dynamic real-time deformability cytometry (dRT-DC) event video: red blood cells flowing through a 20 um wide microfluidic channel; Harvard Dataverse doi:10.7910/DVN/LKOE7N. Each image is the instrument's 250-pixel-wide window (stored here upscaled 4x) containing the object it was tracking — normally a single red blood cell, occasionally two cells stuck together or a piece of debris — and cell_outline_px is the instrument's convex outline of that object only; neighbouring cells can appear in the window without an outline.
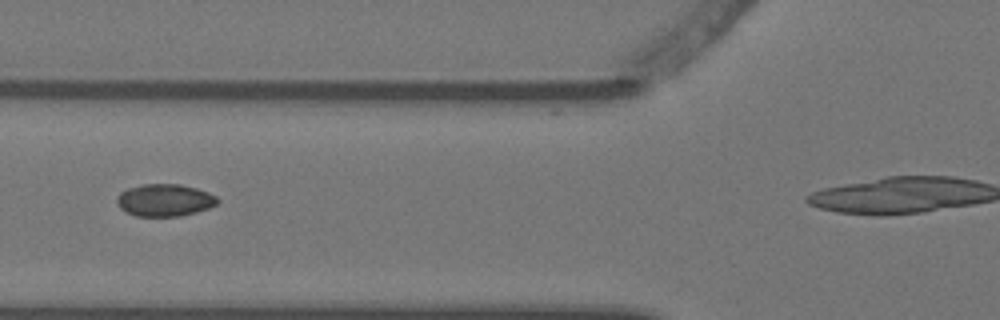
{"species": "Egyptian fruit bat (a non-hibernating species)", "species_latin": "Rousettus aegyptiacus", "temperature_condition": "warm", "stored_images_in_passage": 4, "camera_frame_rate_fps": 3000, "um_per_image_px": 0.085, "animal": {"sex": "female"}, "frame": {"image": 1, "passage_image": 4, "time_ms": 1.0, "image_size_px": [1000, 320], "cell_outline_px": [[220, 200], [216, 204], [208, 208], [196, 212], [180, 216], [136, 216], [124, 212], [120, 208], [116, 200], [120, 192], [128, 188], [140, 184], [180, 184], [196, 188], [208, 192], [216, 196]], "centroid_in_image_um": [13.98, 17.01], "position_along_channel_um": 111.8, "area_um2": 19.02}}